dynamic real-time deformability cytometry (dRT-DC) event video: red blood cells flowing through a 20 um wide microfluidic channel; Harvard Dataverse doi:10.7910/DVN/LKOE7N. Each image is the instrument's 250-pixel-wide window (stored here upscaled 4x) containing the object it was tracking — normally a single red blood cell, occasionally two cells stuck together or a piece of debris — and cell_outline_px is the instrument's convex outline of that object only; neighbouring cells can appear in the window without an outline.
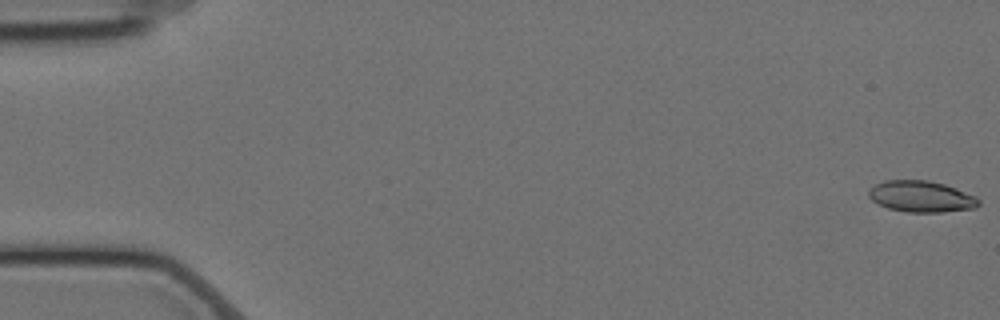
{"species": "Egyptian fruit bat (a non-hibernating species)", "species_latin": "Rousettus aegyptiacus", "temperature_condition": "cold", "stored_images_in_passage": 54, "camera_frame_rate_fps": 3000, "um_per_image_px": 0.085, "animal": {"sex": "female"}, "frame": {"image": 1, "passage_image": 1, "time_ms": 0.0, "image_size_px": [1000, 320], "cell_outline_px": [[980, 204], [976, 208], [940, 212], [908, 212], [888, 208], [872, 200], [868, 196], [868, 192], [876, 184], [884, 180], [928, 180], [944, 184], [956, 188], [976, 196], [980, 200]], "centroid_in_image_um": [78.33, 16.7], "position_along_channel_um": 6.7, "area_um2": 20.0}}
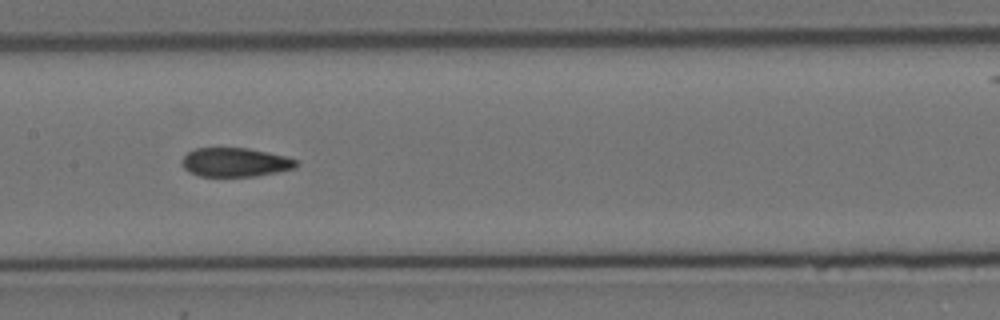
{"frame": {"image": 2, "passage_image": 29, "time_ms": 9.333, "image_size_px": [1000, 320], "cell_outline_px": [[300, 164], [296, 168], [256, 176], [200, 176], [188, 172], [180, 164], [180, 160], [188, 152], [196, 148], [248, 148], [268, 152], [284, 156], [296, 160]], "centroid_in_image_um": [19.97, 13.79], "position_along_channel_um": 187.4, "area_um2": 19.36}}
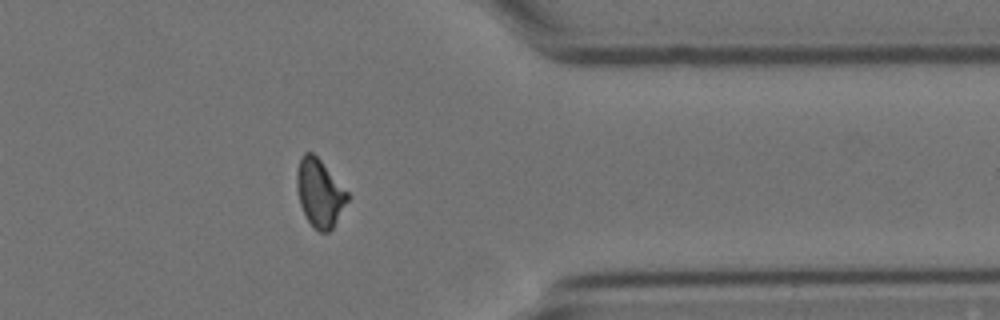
{"frame": {"image": 3, "passage_image": 47, "time_ms": 15.333, "image_size_px": [1000, 320], "cell_outline_px": [[348, 200], [332, 228], [328, 232], [320, 232], [308, 220], [300, 204], [296, 188], [296, 172], [300, 156], [304, 152], [312, 152], [320, 160], [348, 192]], "centroid_in_image_um": [27.14, 16.37], "position_along_channel_um": 384.3, "area_um2": 19.71}, "authors_computed_cell_mechanics": {"area_um2": 20.1722, "velocity_mm_per_s": 3.4993, "shape_relaxation_time_tau1_ms": null, "shape_relaxation_time_tau2_ms": 2.2557, "deformation_change_tau1": null, "deformation_change_tau2": 0.0795}}